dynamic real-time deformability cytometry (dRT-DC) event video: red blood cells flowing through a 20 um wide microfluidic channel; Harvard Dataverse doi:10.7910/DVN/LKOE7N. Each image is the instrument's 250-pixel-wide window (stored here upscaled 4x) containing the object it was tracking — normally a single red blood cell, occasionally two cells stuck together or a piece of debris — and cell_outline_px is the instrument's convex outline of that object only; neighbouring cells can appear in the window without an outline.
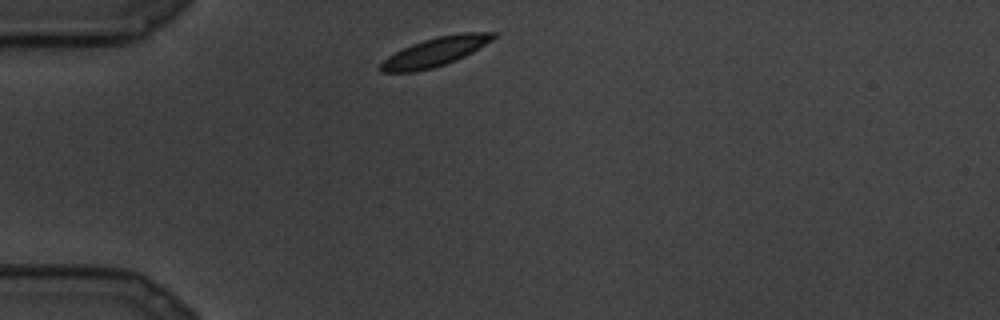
{"species": "common noctule bat (a hibernating species)", "species_latin": "Nyctalus noctula", "temperature_condition": "cold", "stored_images_in_passage": 18, "camera_frame_rate_fps": 3000, "um_per_image_px": 0.085, "animal": {"sex": "male", "body_mass_g": 19.5, "forearm_length_mm": 54.6}, "frame": {"image": 1, "passage_image": 1, "time_ms": 0.0, "image_size_px": [1000, 320], "cell_outline_px": [[496, 36], [492, 40], [472, 52], [456, 60], [432, 68], [416, 72], [380, 72], [380, 64], [388, 56], [412, 44], [436, 36], [460, 32], [496, 32]], "centroid_in_image_um": [37.0, 4.4], "position_along_channel_um": 48.0, "area_um2": 18.84}}
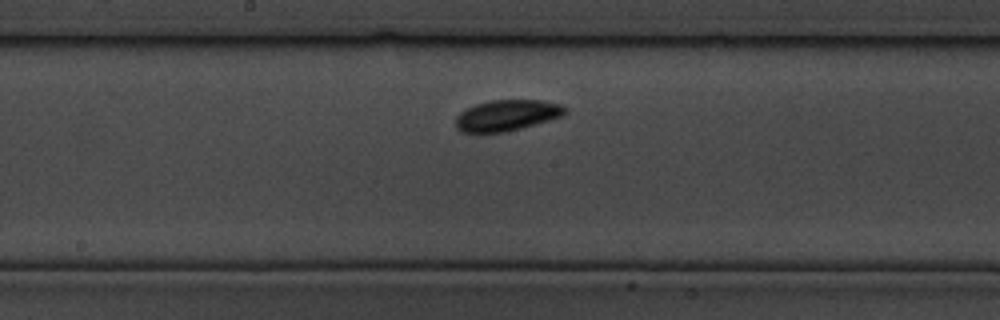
{"frame": {"image": 2, "passage_image": 8, "time_ms": 2.333, "image_size_px": [1000, 320], "cell_outline_px": [[564, 112], [560, 116], [548, 120], [520, 128], [504, 132], [460, 132], [456, 128], [456, 116], [460, 112], [476, 104], [492, 100], [540, 100], [560, 104], [564, 108]], "centroid_in_image_um": [43.02, 9.8], "position_along_channel_um": 205.2, "area_um2": 19.31}}
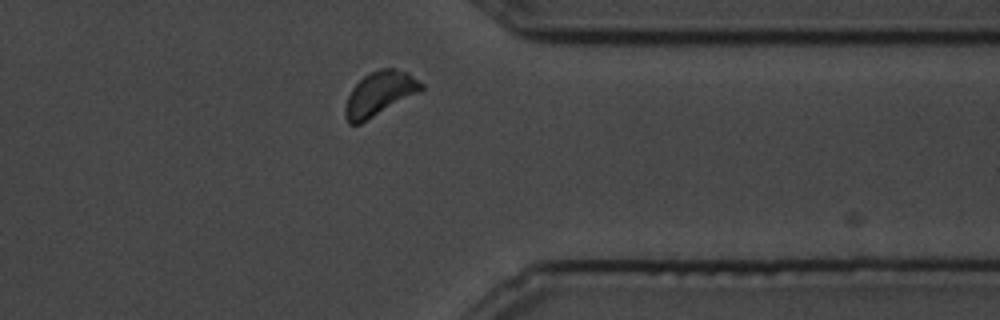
{"frame": {"image": 3, "passage_image": 15, "time_ms": 4.667, "image_size_px": [1000, 320], "cell_outline_px": [[424, 88], [420, 92], [360, 124], [348, 124], [344, 116], [344, 108], [348, 96], [352, 88], [368, 72], [380, 68], [392, 68], [408, 72], [424, 84]], "centroid_in_image_um": [32.26, 7.96], "position_along_channel_um": 379.1, "area_um2": 19.71}}